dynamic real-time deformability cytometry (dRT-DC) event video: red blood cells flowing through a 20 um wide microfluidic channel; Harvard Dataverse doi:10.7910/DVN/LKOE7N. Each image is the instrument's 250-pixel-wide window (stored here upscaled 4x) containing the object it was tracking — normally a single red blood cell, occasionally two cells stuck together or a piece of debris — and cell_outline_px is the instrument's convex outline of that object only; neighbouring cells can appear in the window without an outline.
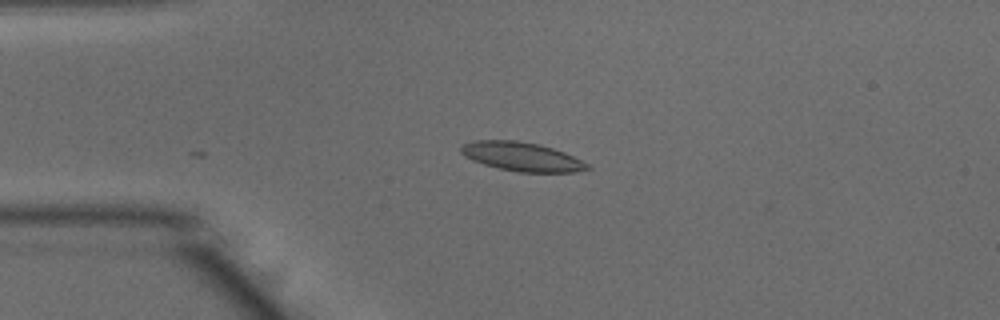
{"species": "common noctule bat (a hibernating species)", "species_latin": "Nyctalus noctula", "temperature_condition": "warm", "stored_images_in_passage": 2, "camera_frame_rate_fps": 3000, "um_per_image_px": 0.085, "animal": {"sex": "male", "body_mass_g": 15.6}, "frame": {"image": 1, "passage_image": 2, "time_ms": 0.333, "image_size_px": [1000, 320], "cell_outline_px": [[592, 168], [572, 172], [520, 172], [500, 168], [484, 164], [472, 160], [464, 156], [460, 152], [460, 148], [464, 144], [476, 140], [516, 140], [536, 144], [552, 148], [564, 152], [588, 164]], "centroid_in_image_um": [44.33, 13.31], "position_along_channel_um": 40.7, "area_um2": 20.98}}